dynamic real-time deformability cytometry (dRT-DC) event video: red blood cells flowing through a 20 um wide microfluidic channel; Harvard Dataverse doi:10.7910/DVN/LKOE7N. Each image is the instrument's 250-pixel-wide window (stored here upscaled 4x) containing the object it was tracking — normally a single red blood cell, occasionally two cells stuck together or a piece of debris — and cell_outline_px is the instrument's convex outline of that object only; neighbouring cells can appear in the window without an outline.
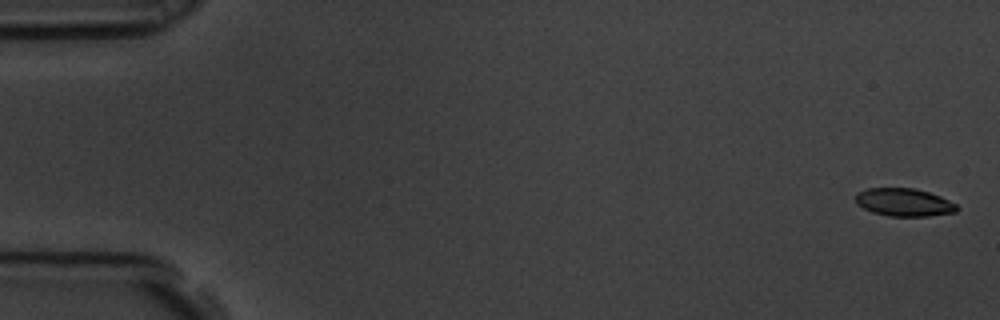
{"species": "common noctule bat (a hibernating species)", "species_latin": "Nyctalus noctula", "temperature_condition": "room temperature", "stored_images_in_passage": 7, "camera_frame_rate_fps": 3000, "um_per_image_px": 0.085, "animal": {"sex": "male", "body_mass_g": 19.5, "forearm_length_mm": 54.6}, "frame": {"image": 1, "passage_image": 1, "time_ms": 0.0, "image_size_px": [1000, 320], "cell_outline_px": [[960, 208], [956, 212], [928, 216], [888, 216], [872, 212], [856, 204], [856, 192], [868, 188], [916, 188], [940, 196], [956, 204]], "centroid_in_image_um": [76.84, 17.19], "position_along_channel_um": 8.2, "area_um2": 16.53}}
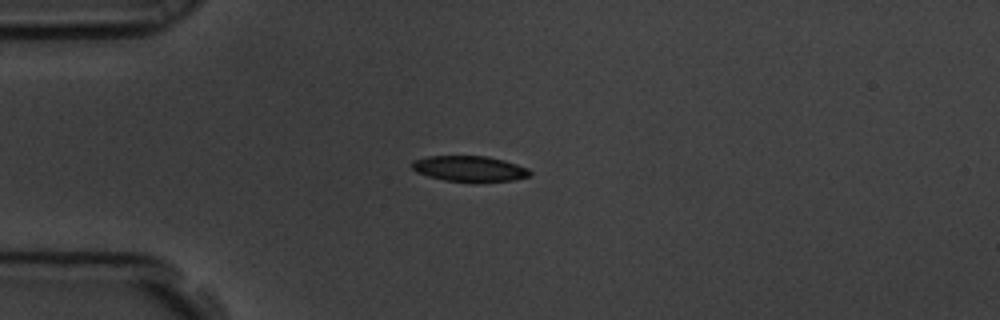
{"frame": {"image": 2, "passage_image": 5, "time_ms": 1.333, "image_size_px": [1000, 320], "cell_outline_px": [[532, 172], [528, 176], [512, 180], [444, 180], [428, 176], [416, 172], [412, 168], [412, 160], [428, 156], [488, 156], [504, 160], [528, 168]], "centroid_in_image_um": [39.87, 14.3], "position_along_channel_um": 45.1, "area_um2": 17.11}}